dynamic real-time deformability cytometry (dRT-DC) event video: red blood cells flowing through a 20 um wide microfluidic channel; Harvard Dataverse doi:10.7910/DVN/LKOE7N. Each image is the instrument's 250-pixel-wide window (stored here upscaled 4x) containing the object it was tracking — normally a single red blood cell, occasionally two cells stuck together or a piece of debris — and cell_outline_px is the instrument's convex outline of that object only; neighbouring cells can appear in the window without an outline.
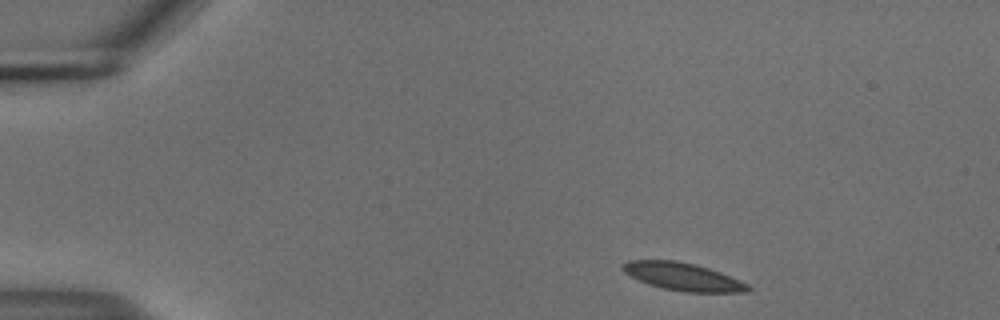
{"species": "common noctule bat (a hibernating species)", "species_latin": "Nyctalus noctula", "temperature_condition": "cold", "stored_images_in_passage": 47, "camera_frame_rate_fps": 3000, "um_per_image_px": 0.085, "animal": {"sex": "male", "body_mass_g": 18.8}, "frame": {"image": 1, "passage_image": 1, "time_ms": 0.0, "image_size_px": [1000, 320], "cell_outline_px": [[752, 288], [748, 292], [684, 292], [664, 288], [648, 284], [624, 272], [620, 268], [628, 260], [676, 260], [696, 264], [720, 272], [748, 284]], "centroid_in_image_um": [58.06, 23.51], "position_along_channel_um": 26.9, "area_um2": 20.11}}
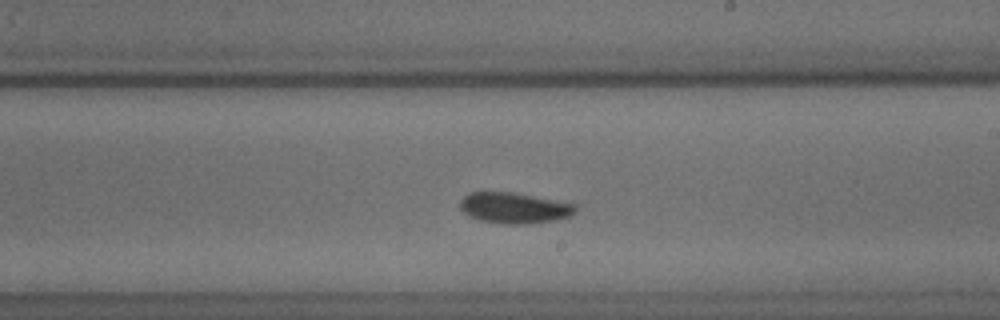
{"frame": {"image": 2, "passage_image": 25, "time_ms": 8.0, "image_size_px": [1000, 320], "cell_outline_px": [[576, 212], [572, 216], [556, 220], [528, 224], [504, 224], [480, 220], [468, 216], [460, 208], [460, 200], [464, 196], [472, 192], [512, 192], [576, 204]], "centroid_in_image_um": [43.72, 17.68], "position_along_channel_um": 245.3, "area_um2": 20.81}}
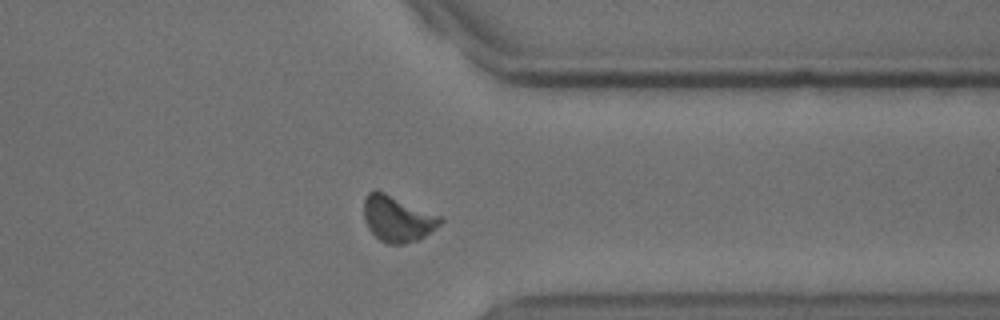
{"frame": {"image": 3, "passage_image": 36, "time_ms": 11.667, "image_size_px": [1000, 320], "cell_outline_px": [[444, 220], [436, 228], [420, 240], [404, 244], [388, 244], [380, 240], [368, 228], [364, 220], [364, 196], [368, 192], [384, 192], [440, 216]], "centroid_in_image_um": [33.78, 18.62], "position_along_channel_um": 377.6, "area_um2": 20.29}, "authors_computed_cell_mechanics": {"area_um2": 20.1722, "velocity_mm_per_s": 3.6757, "shape_relaxation_time_tau1_ms": 9.1307, "shape_relaxation_time_tau2_ms": null, "deformation_change_tau1": 0.1606, "deformation_change_tau2": null}}